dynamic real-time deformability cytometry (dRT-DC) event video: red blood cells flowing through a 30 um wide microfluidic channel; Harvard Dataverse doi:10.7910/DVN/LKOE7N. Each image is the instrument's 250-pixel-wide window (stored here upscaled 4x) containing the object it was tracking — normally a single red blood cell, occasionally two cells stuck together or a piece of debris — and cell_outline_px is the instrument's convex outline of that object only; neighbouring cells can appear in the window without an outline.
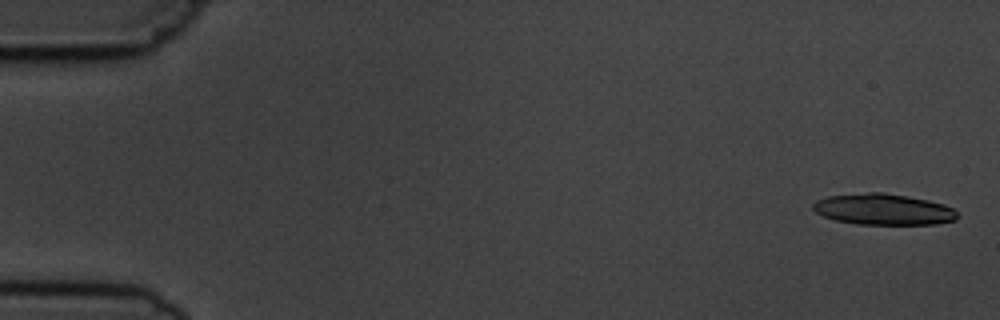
{"species": "common noctule bat (a hibernating species)", "species_latin": "Nyctalus noctula", "temperature_condition": "cold", "stored_images_in_passage": 5, "camera_frame_rate_fps": 3000, "um_per_image_px": 0.085, "animal": {"sex": "male", "body_mass_g": 19.5, "forearm_length_mm": 54.6}, "frame": {"image": 1, "passage_image": 1, "time_ms": 0.0, "image_size_px": [1000, 320], "cell_outline_px": [[960, 216], [956, 220], [936, 224], [856, 224], [836, 220], [824, 216], [816, 212], [812, 208], [812, 204], [816, 200], [828, 196], [868, 192], [880, 192], [908, 196], [928, 200], [944, 204], [952, 208]], "centroid_in_image_um": [75.1, 17.79], "position_along_channel_um": 9.9, "area_um2": 26.18}}
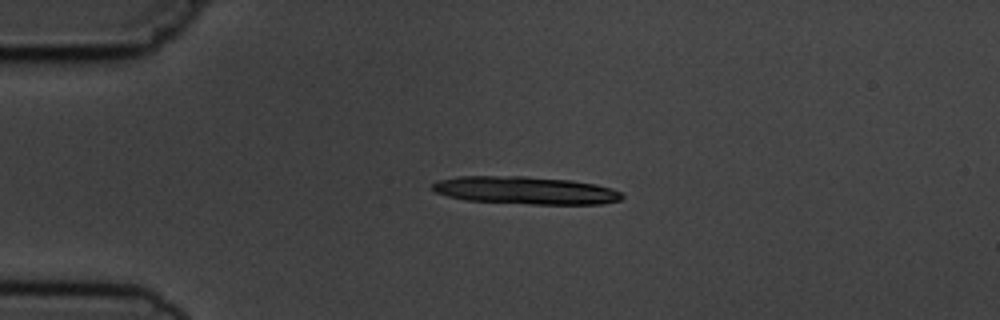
{"frame": {"image": 2, "passage_image": 4, "time_ms": 3.667, "image_size_px": [1000, 320], "cell_outline_px": [[624, 196], [620, 200], [600, 204], [528, 204], [464, 200], [448, 196], [436, 192], [432, 188], [432, 184], [436, 180], [460, 176], [524, 176], [572, 180], [596, 184], [612, 188], [620, 192]], "centroid_in_image_um": [44.66, 16.18], "position_along_channel_um": 40.3, "area_um2": 30.75}}